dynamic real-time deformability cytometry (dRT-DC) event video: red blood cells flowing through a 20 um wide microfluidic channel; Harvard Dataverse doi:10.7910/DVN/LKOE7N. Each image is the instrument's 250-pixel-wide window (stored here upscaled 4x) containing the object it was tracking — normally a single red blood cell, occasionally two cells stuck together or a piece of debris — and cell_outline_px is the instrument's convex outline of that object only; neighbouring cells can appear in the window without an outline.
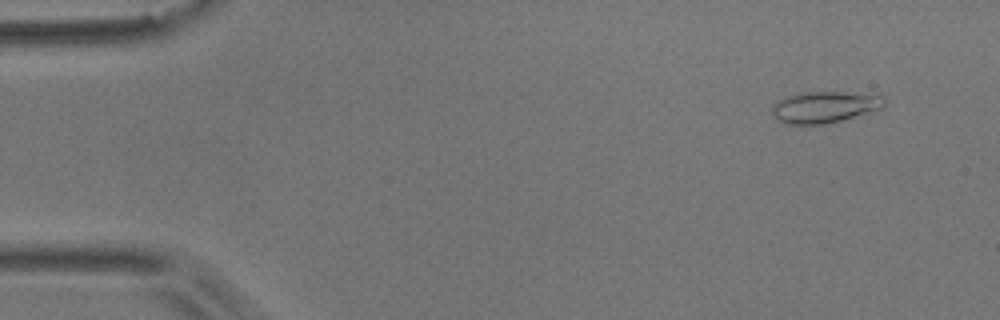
{"species": "common noctule bat (a hibernating species)", "species_latin": "Nyctalus noctula", "temperature_condition": "room temperature", "stored_images_in_passage": 53, "camera_frame_rate_fps": 3000, "um_per_image_px": 0.085, "animal": {"sex": "male", "body_mass_g": 17.9}, "frame": {"image": 1, "passage_image": 4, "time_ms": 1.0, "image_size_px": [1000, 320], "cell_outline_px": [[884, 104], [880, 108], [840, 120], [824, 124], [784, 124], [776, 120], [772, 112], [772, 104], [784, 96], [800, 92], [880, 92], [884, 96]], "centroid_in_image_um": [70.08, 9.06], "position_along_channel_um": 14.9, "area_um2": 20.92}}
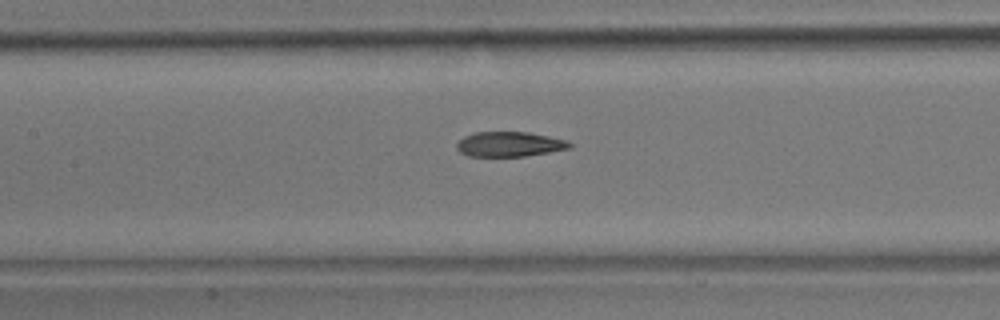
{"frame": {"image": 2, "passage_image": 24, "time_ms": 7.667, "image_size_px": [1000, 320], "cell_outline_px": [[572, 148], [524, 156], [468, 156], [460, 152], [456, 148], [456, 144], [464, 136], [476, 132], [528, 132], [548, 136], [564, 140], [572, 144]], "centroid_in_image_um": [43.28, 12.26], "position_along_channel_um": 164.1, "area_um2": 16.24}}
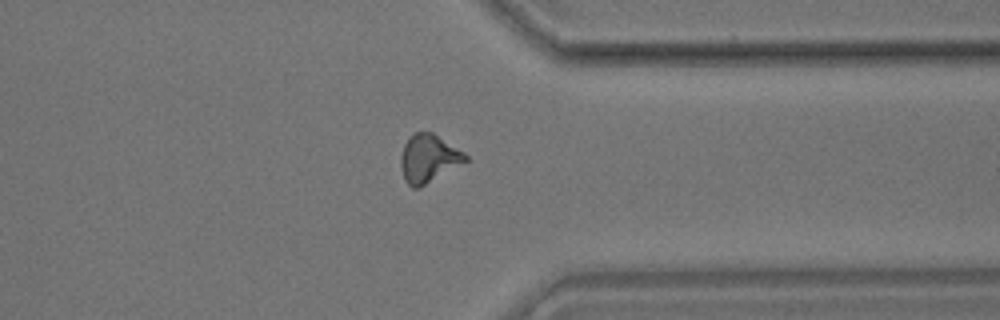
{"frame": {"image": 3, "passage_image": 41, "time_ms": 13.333, "image_size_px": [1000, 320], "cell_outline_px": [[468, 160], [420, 188], [412, 188], [404, 180], [400, 168], [400, 156], [404, 144], [408, 136], [416, 132], [432, 132], [464, 152], [468, 156]], "centroid_in_image_um": [36.39, 13.48], "position_along_channel_um": 375.0, "area_um2": 18.21}, "authors_computed_cell_mechanics": {"area_um2": 17.7446, "velocity_mm_per_s": 3.7922, "shape_relaxation_time_tau1_ms": 5.5865, "shape_relaxation_time_tau2_ms": 3.3239, "deformation_change_tau1": 0.1708, "deformation_change_tau2": 0.0854}}